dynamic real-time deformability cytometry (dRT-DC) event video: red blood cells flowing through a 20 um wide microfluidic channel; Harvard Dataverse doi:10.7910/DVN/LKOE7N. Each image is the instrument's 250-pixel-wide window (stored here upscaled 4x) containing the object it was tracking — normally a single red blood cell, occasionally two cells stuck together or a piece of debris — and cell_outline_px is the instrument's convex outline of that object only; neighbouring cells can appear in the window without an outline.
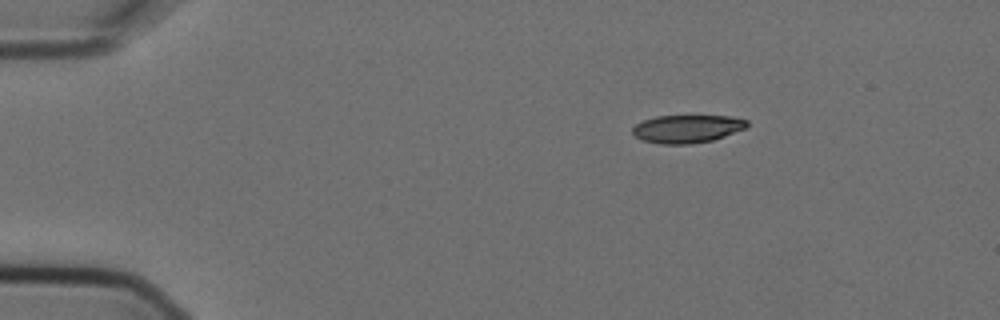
{"species": "Egyptian fruit bat (a non-hibernating species)", "species_latin": "Rousettus aegyptiacus", "temperature_condition": "cold", "stored_images_in_passage": 4, "camera_frame_rate_fps": 3000, "um_per_image_px": 0.085, "animal": {"sex": "female"}, "frame": {"image": 1, "passage_image": 1, "time_ms": 0.0, "image_size_px": [1000, 320], "cell_outline_px": [[748, 124], [744, 128], [724, 136], [712, 140], [688, 144], [660, 144], [644, 140], [636, 136], [632, 132], [632, 128], [636, 124], [644, 120], [656, 116], [732, 116], [748, 120]], "centroid_in_image_um": [58.4, 10.94], "position_along_channel_um": 26.6, "area_um2": 18.44}}